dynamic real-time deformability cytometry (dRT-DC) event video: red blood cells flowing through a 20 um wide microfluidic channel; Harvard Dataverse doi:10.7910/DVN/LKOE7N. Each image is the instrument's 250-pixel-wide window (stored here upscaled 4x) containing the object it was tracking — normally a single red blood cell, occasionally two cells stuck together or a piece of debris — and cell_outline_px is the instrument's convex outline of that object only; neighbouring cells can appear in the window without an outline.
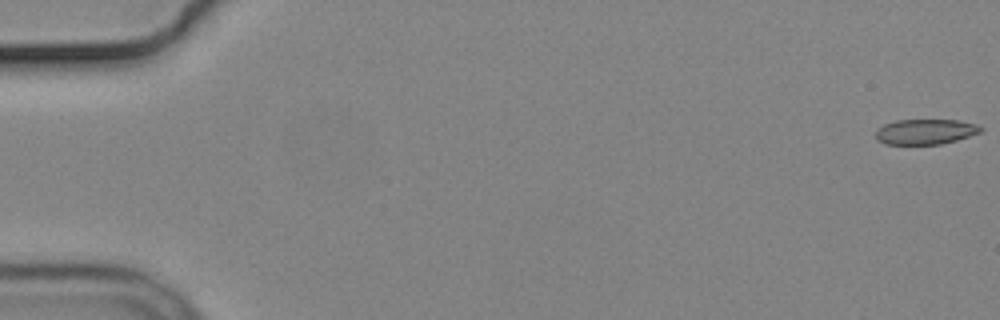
{"species": "common noctule bat (a hibernating species)", "species_latin": "Nyctalus noctula", "temperature_condition": "cold", "stored_images_in_passage": 10, "camera_frame_rate_fps": 3000, "um_per_image_px": 0.085, "animal": {"sex": "male", "body_mass_g": 19.2, "forearm_length_mm": 51.8}, "frame": {"image": 1, "passage_image": 1, "time_ms": 0.0, "image_size_px": [1000, 320], "cell_outline_px": [[984, 128], [980, 132], [956, 140], [940, 144], [884, 144], [876, 140], [876, 128], [884, 124], [896, 120], [956, 120], [976, 124]], "centroid_in_image_um": [78.61, 11.19], "position_along_channel_um": 6.4, "area_um2": 15.43}}